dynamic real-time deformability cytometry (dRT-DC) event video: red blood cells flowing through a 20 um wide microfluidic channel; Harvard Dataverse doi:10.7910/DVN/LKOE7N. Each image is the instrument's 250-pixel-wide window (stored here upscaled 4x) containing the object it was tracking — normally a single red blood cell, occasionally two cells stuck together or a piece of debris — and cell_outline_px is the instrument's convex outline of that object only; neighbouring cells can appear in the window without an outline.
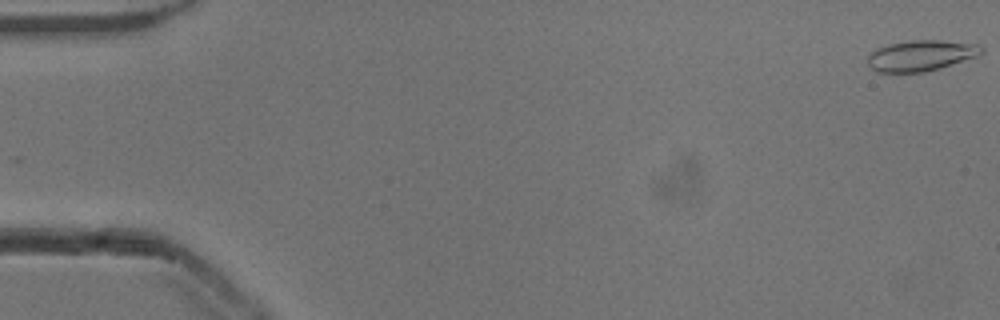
{"species": "common noctule bat (a hibernating species)", "species_latin": "Nyctalus noctula", "temperature_condition": "cold", "stored_images_in_passage": 16, "camera_frame_rate_fps": 3000, "um_per_image_px": 0.085, "animal": {"sex": "male", "body_mass_g": 13.3}, "frame": {"image": 1, "passage_image": 1, "time_ms": 0.0, "image_size_px": [1000, 320], "cell_outline_px": [[984, 48], [976, 56], [940, 68], [924, 72], [876, 72], [868, 64], [868, 56], [872, 52], [888, 44], [908, 40], [940, 40], [976, 44]], "centroid_in_image_um": [78.26, 4.72], "position_along_channel_um": 6.7, "area_um2": 20.11}}
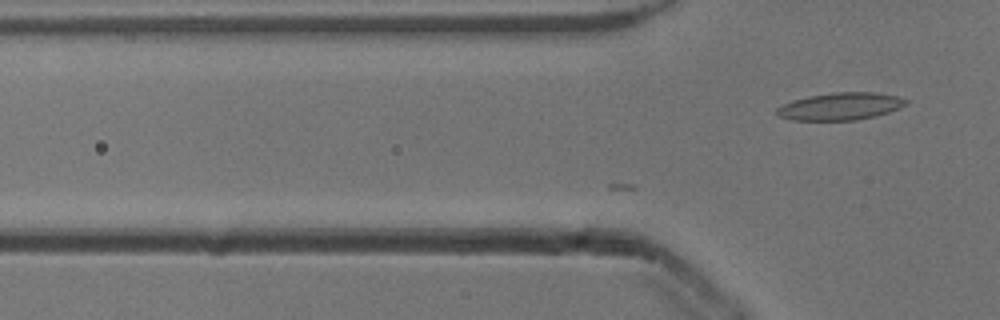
{"frame": {"image": 2, "passage_image": 16, "time_ms": 5.0, "image_size_px": [1000, 320], "cell_outline_px": [[908, 104], [900, 108], [876, 116], [856, 120], [792, 120], [780, 116], [776, 112], [776, 108], [792, 100], [808, 96], [836, 92], [876, 92], [896, 96], [908, 100]], "centroid_in_image_um": [71.46, 9.03], "position_along_channel_um": 54.3, "area_um2": 20.58}}